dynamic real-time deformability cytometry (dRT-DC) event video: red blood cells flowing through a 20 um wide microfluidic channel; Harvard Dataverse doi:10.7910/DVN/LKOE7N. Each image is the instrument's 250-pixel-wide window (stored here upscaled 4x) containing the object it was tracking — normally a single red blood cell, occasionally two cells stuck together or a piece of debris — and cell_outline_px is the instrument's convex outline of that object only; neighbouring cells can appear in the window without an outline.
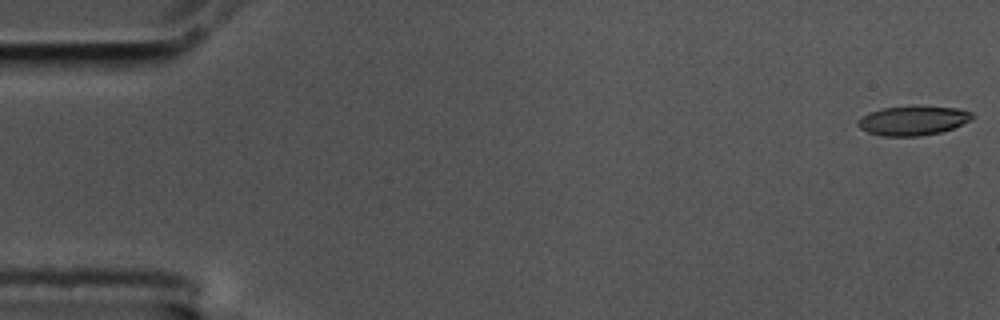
{"species": "common noctule bat (a hibernating species)", "species_latin": "Nyctalus noctula", "temperature_condition": "cold", "stored_images_in_passage": 56, "camera_frame_rate_fps": 3000, "um_per_image_px": 0.085, "animal": {"sex": "male", "body_mass_g": 17.5, "forearm_length_mm": 52.3}, "frame": {"image": 1, "passage_image": 1, "time_ms": 0.0, "image_size_px": [1000, 320], "cell_outline_px": [[972, 120], [952, 128], [940, 132], [920, 136], [884, 136], [868, 132], [860, 128], [856, 124], [856, 120], [860, 116], [884, 108], [912, 104], [960, 108], [972, 112]], "centroid_in_image_um": [77.6, 10.22], "position_along_channel_um": 7.4, "area_um2": 20.0}}
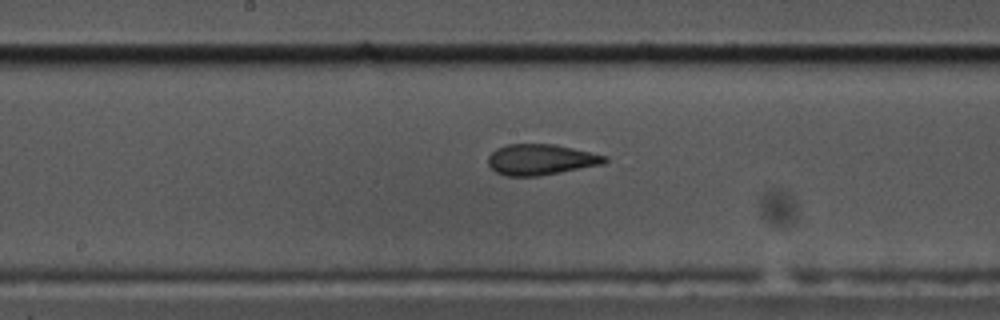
{"frame": {"image": 2, "passage_image": 29, "time_ms": 9.333, "image_size_px": [1000, 320], "cell_outline_px": [[608, 160], [604, 164], [540, 176], [504, 176], [496, 172], [488, 164], [488, 156], [496, 148], [508, 144], [556, 144], [608, 156]], "centroid_in_image_um": [45.98, 13.56], "position_along_channel_um": 202.2, "area_um2": 21.1}}
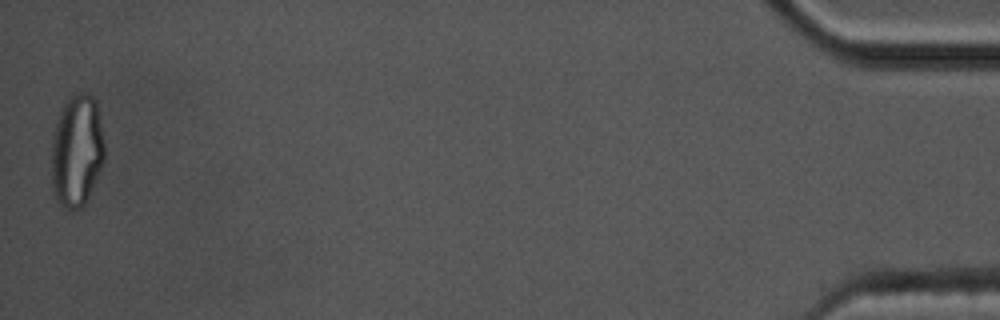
{"frame": {"image": 3, "passage_image": 56, "time_ms": 18.333, "image_size_px": [1000, 320], "cell_outline_px": [[104, 160], [88, 196], [84, 204], [80, 208], [64, 208], [56, 200], [52, 188], [52, 136], [60, 112], [64, 104], [76, 92], [84, 92], [92, 96], [96, 100], [104, 144]], "centroid_in_image_um": [6.52, 12.8], "position_along_channel_um": 428.7, "area_um2": 34.33}, "authors_computed_cell_mechanics": {"area_um2": 21.0681, "velocity_mm_per_s": 3.57, "shape_relaxation_time_tau1_ms": null, "shape_relaxation_time_tau2_ms": 1.7862, "deformation_change_tau1": null, "deformation_change_tau2": 0.1065}}